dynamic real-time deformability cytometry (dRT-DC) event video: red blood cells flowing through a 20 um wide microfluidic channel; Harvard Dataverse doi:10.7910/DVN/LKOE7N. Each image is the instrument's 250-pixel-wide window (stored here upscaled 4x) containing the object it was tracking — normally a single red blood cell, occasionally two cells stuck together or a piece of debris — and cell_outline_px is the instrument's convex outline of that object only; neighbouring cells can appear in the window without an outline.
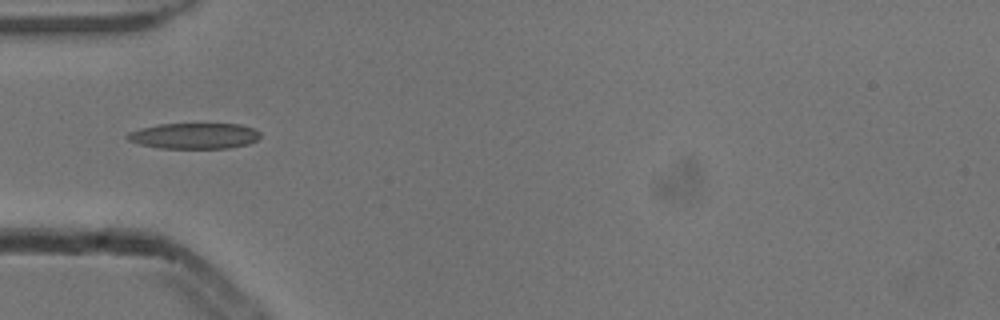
{"species": "common noctule bat (a hibernating species)", "species_latin": "Nyctalus noctula", "temperature_condition": "cold", "stored_images_in_passage": 1, "camera_frame_rate_fps": 3000, "um_per_image_px": 0.085, "animal": {"sex": "male", "body_mass_g": 13.3}, "frame": {"image": 1, "passage_image": 1, "time_ms": 0.0, "image_size_px": [1000, 320], "cell_outline_px": [[260, 136], [256, 140], [248, 144], [228, 148], [160, 148], [140, 144], [128, 140], [124, 136], [128, 132], [140, 128], [160, 124], [240, 124], [252, 128], [260, 132]], "centroid_in_image_um": [16.49, 11.55], "position_along_channel_um": 68.5, "area_um2": 19.94}}